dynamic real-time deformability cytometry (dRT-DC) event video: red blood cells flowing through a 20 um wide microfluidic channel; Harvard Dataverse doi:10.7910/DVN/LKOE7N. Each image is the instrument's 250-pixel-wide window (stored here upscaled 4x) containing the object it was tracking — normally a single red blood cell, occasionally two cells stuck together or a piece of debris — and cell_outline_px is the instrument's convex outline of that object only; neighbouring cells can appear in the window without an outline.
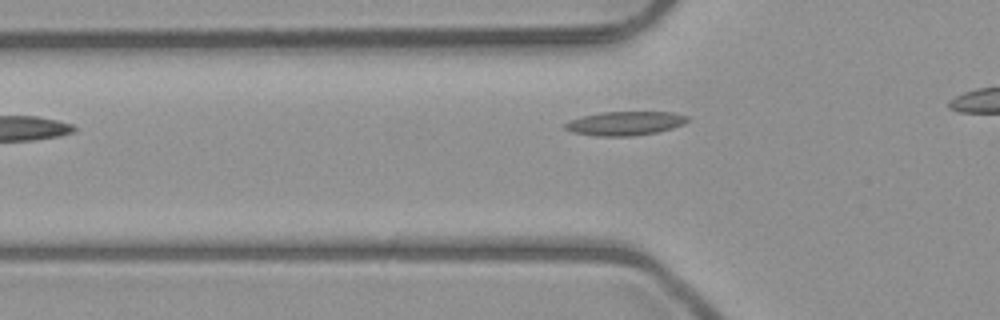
{"species": "common noctule bat (a hibernating species)", "species_latin": "Nyctalus noctula", "temperature_condition": "room temperature", "stored_images_in_passage": 6, "camera_frame_rate_fps": 3000, "um_per_image_px": 0.085, "animal": {"sex": "male", "body_mass_g": 23.1, "forearm_length_mm": 52.7}, "frame": {"image": 1, "passage_image": 4, "time_ms": 4.333, "image_size_px": [1000, 320], "cell_outline_px": [[688, 120], [684, 124], [672, 128], [656, 132], [632, 136], [596, 136], [572, 132], [564, 128], [564, 124], [568, 120], [580, 116], [600, 112], [672, 112], [688, 116]], "centroid_in_image_um": [53.09, 10.48], "position_along_channel_um": 72.7, "area_um2": 17.17}}
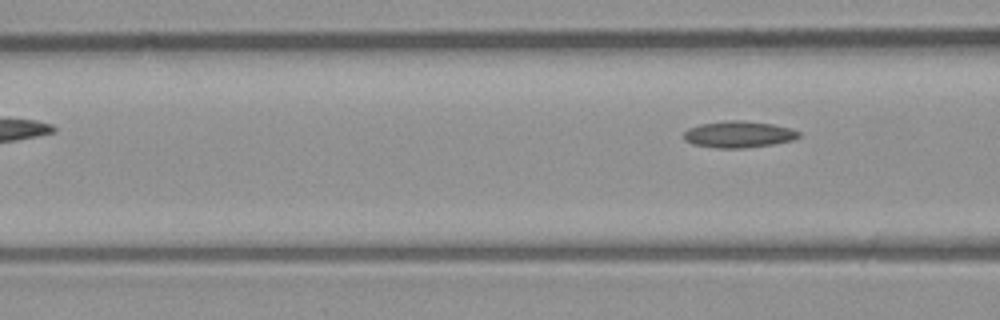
{"frame": {"image": 2, "passage_image": 6, "time_ms": 6.667, "image_size_px": [1000, 320], "cell_outline_px": [[800, 136], [792, 140], [772, 144], [744, 148], [716, 148], [692, 144], [684, 140], [684, 132], [688, 128], [700, 124], [724, 120], [740, 120], [772, 124], [792, 128], [800, 132]], "centroid_in_image_um": [62.76, 11.41], "position_along_channel_um": 103.8, "area_um2": 17.86}}